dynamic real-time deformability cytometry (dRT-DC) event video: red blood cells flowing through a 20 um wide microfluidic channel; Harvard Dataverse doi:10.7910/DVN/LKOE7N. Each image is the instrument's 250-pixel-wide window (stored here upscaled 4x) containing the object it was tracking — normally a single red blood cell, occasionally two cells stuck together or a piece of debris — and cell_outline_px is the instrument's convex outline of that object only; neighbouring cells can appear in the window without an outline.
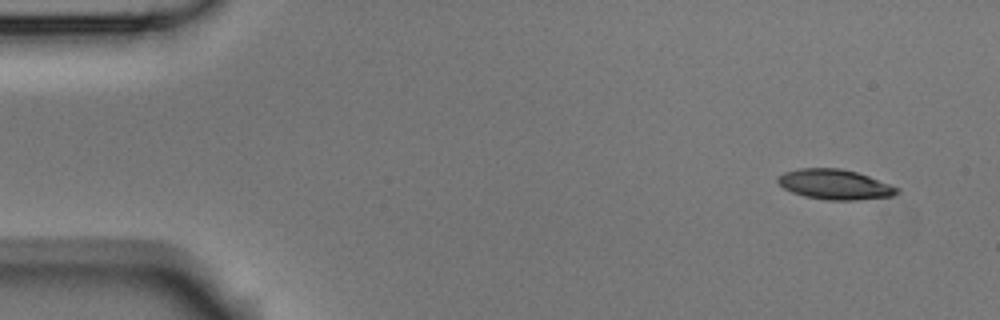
{"species": "Egyptian fruit bat (a non-hibernating species)", "species_latin": "Rousettus aegyptiacus", "temperature_condition": "room temperature", "stored_images_in_passage": 6, "camera_frame_rate_fps": 3000, "um_per_image_px": 0.085, "animal": {"sex": "male"}, "frame": {"image": 1, "passage_image": 1, "time_ms": 0.0, "image_size_px": [1000, 320], "cell_outline_px": [[900, 192], [892, 196], [856, 200], [828, 200], [804, 196], [792, 192], [784, 188], [776, 180], [776, 176], [784, 172], [800, 168], [840, 168], [856, 172], [868, 176], [900, 188]], "centroid_in_image_um": [70.95, 15.67], "position_along_channel_um": 14.1, "area_um2": 20.87}}
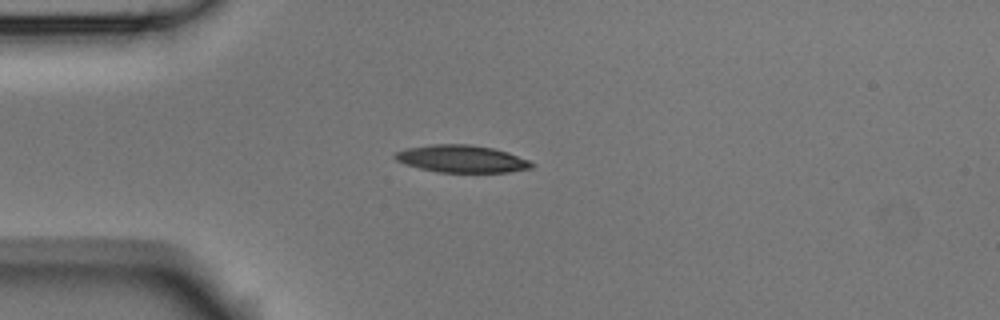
{"frame": {"image": 2, "passage_image": 4, "time_ms": 1.0, "image_size_px": [1000, 320], "cell_outline_px": [[536, 164], [532, 168], [508, 172], [436, 172], [404, 164], [396, 160], [392, 156], [396, 152], [408, 148], [432, 144], [472, 144], [492, 148], [508, 152], [528, 160]], "centroid_in_image_um": [39.24, 13.5], "position_along_channel_um": 45.8, "area_um2": 21.79}}
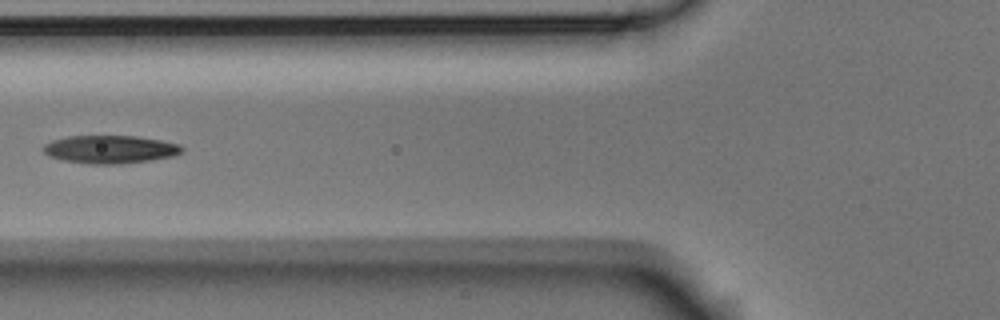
{"frame": {"image": 3, "passage_image": 6, "time_ms": 1.667, "image_size_px": [1000, 320], "cell_outline_px": [[184, 152], [172, 156], [148, 160], [120, 164], [88, 164], [64, 160], [48, 156], [44, 152], [44, 144], [52, 140], [68, 136], [136, 136], [160, 140], [180, 144], [184, 148]], "centroid_in_image_um": [9.37, 12.69], "position_along_channel_um": 116.4, "area_um2": 22.6}}